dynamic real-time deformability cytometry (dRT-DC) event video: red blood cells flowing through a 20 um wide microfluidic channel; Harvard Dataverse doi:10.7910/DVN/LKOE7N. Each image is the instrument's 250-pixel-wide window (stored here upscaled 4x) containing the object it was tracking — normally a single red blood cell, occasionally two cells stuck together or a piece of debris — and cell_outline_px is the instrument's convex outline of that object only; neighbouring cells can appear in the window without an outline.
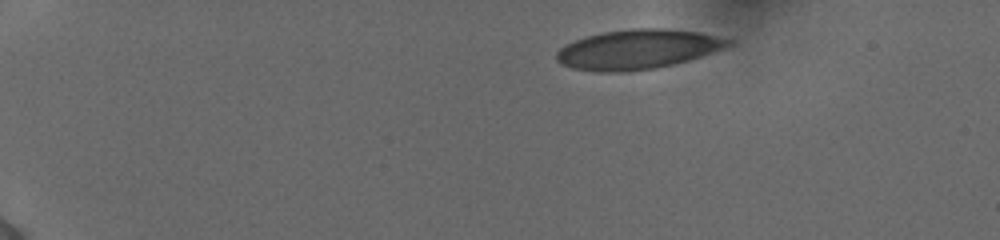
{"species": "human", "species_latin": "Homo sapiens", "temperature_condition": "cold", "stored_images_in_passage": 45, "camera_frame_rate_fps": 3000, "um_per_image_px": 0.085, "donor": {"sex": "female"}, "frame": {"image": 1, "passage_image": 1, "time_ms": 0.0, "image_size_px": [1000, 240], "cell_outline_px": [[736, 40], [732, 44], [724, 48], [688, 60], [656, 68], [624, 72], [600, 72], [572, 68], [560, 64], [556, 60], [556, 52], [560, 48], [576, 40], [588, 36], [604, 32], [632, 28], [660, 28], [700, 32]], "centroid_in_image_um": [54.22, 4.19], "position_along_channel_um": 30.8, "area_um2": 39.54}}
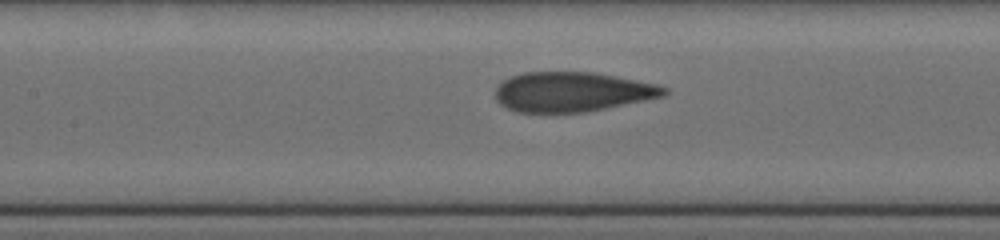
{"frame": {"image": 2, "passage_image": 19, "time_ms": 6.0, "image_size_px": [1000, 240], "cell_outline_px": [[668, 92], [664, 96], [584, 112], [516, 112], [500, 104], [496, 100], [496, 88], [504, 80], [512, 76], [524, 72], [592, 72], [656, 84], [668, 88]], "centroid_in_image_um": [48.61, 7.8], "position_along_channel_um": 158.8, "area_um2": 38.61}}
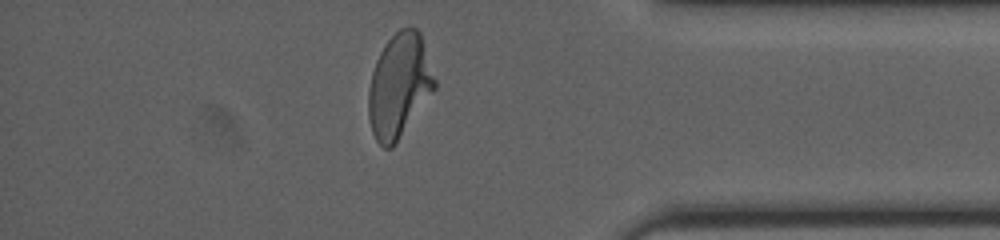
{"frame": {"image": 3, "passage_image": 39, "time_ms": 12.667, "image_size_px": [1000, 240], "cell_outline_px": [[436, 88], [396, 144], [392, 148], [384, 148], [376, 140], [372, 132], [368, 116], [368, 92], [372, 72], [376, 60], [384, 44], [400, 28], [408, 24], [416, 28], [420, 32], [436, 80]], "centroid_in_image_um": [33.93, 7.27], "position_along_channel_um": 401.3, "area_um2": 40.34}, "authors_computed_cell_mechanics": {"area_um2": 39.6508, "velocity_mm_per_s": 3.8811, "shape_relaxation_time_tau1_ms": 7.5773, "shape_relaxation_time_tau2_ms": 0.6279, "deformation_change_tau1": 0.2359, "deformation_change_tau2": 0.0607}}